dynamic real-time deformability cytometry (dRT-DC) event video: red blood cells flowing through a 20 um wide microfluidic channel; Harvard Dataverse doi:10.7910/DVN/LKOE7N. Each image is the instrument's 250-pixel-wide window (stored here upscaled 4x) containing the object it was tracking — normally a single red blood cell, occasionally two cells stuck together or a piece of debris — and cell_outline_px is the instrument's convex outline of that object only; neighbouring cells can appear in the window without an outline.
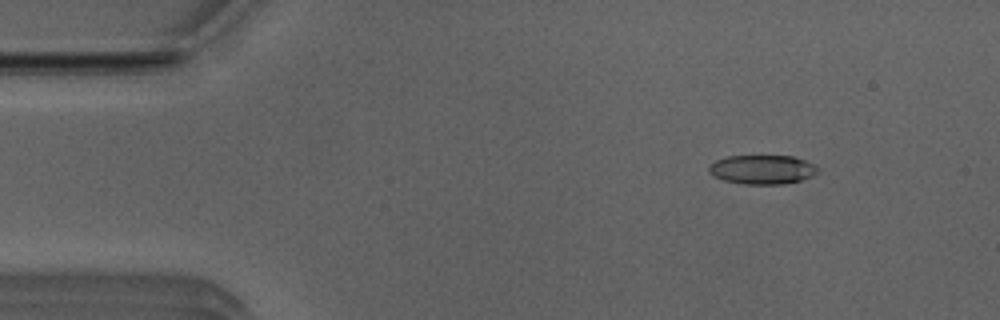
{"species": "Egyptian fruit bat (a non-hibernating species)", "species_latin": "Rousettus aegyptiacus", "temperature_condition": "room temperature", "stored_images_in_passage": 9, "camera_frame_rate_fps": 3000, "um_per_image_px": 0.085, "animal": {"sex": "male"}, "frame": {"image": 1, "passage_image": 6, "time_ms": 1.667, "image_size_px": [1000, 320], "cell_outline_px": [[820, 168], [812, 176], [800, 180], [784, 184], [744, 184], [724, 180], [708, 172], [708, 164], [716, 160], [728, 156], [792, 156], [804, 160]], "centroid_in_image_um": [64.77, 14.41], "position_along_channel_um": 20.2, "area_um2": 18.38}}